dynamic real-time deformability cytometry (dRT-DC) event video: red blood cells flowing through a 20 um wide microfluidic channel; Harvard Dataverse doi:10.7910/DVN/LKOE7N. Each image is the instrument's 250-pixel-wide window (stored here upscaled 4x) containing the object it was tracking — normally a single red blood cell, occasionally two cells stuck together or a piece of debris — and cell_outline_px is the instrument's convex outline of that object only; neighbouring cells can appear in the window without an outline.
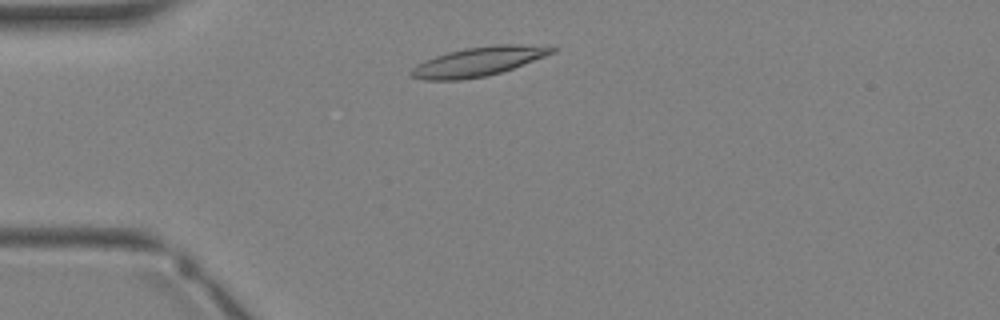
{"species": "Egyptian fruit bat (a non-hibernating species)", "species_latin": "Rousettus aegyptiacus", "temperature_condition": "warm", "stored_images_in_passage": 1, "camera_frame_rate_fps": 3000, "um_per_image_px": 0.085, "animal": {"sex": "female"}, "frame": {"image": 1, "passage_image": 1, "time_ms": 0.0, "image_size_px": [1000, 320], "cell_outline_px": [[556, 52], [512, 68], [488, 76], [460, 80], [424, 80], [412, 76], [408, 72], [416, 64], [424, 60], [448, 52], [468, 48], [500, 44], [512, 44], [556, 48]], "centroid_in_image_um": [40.59, 5.25], "position_along_channel_um": 44.4, "area_um2": 23.52}}